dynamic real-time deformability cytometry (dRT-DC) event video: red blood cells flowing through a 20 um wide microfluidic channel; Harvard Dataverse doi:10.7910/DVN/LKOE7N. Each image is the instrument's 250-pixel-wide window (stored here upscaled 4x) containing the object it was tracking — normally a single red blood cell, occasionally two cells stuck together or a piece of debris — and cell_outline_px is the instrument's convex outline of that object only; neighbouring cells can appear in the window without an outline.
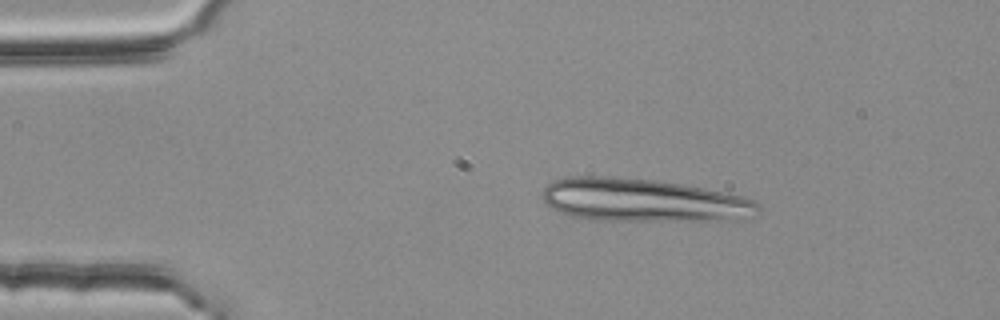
{"species": "common noctule bat (a hibernating species)", "species_latin": "Nyctalus noctula", "temperature_condition": "room temperature", "stored_images_in_passage": 7, "segment_of_instrument_passage": [1, 2], "camera_frame_rate_fps": 3000, "um_per_image_px": 0.085, "animal": {"sex": "female", "body_mass_g": 25.1}, "frame": {"image": 1, "passage_image": 3, "time_ms": 0.667, "image_size_px": [1000, 320], "cell_outline_px": [[760, 212], [736, 220], [596, 220], [572, 216], [548, 208], [544, 204], [544, 188], [552, 180], [568, 176], [608, 176], [652, 180], [684, 184], [724, 192], [756, 200], [760, 204]], "centroid_in_image_um": [54.64, 17.01], "position_along_channel_um": 30.4, "area_um2": 54.27}}